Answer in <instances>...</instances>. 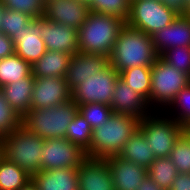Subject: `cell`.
Returning <instances> with one entry per match:
<instances>
[{"instance_id":"23","label":"cell","mask_w":190,"mask_h":190,"mask_svg":"<svg viewBox=\"0 0 190 190\" xmlns=\"http://www.w3.org/2000/svg\"><path fill=\"white\" fill-rule=\"evenodd\" d=\"M118 156L141 165L146 169H148L156 159L144 135L139 130L130 137Z\"/></svg>"},{"instance_id":"8","label":"cell","mask_w":190,"mask_h":190,"mask_svg":"<svg viewBox=\"0 0 190 190\" xmlns=\"http://www.w3.org/2000/svg\"><path fill=\"white\" fill-rule=\"evenodd\" d=\"M179 14L156 0H131L125 23L151 36L170 25Z\"/></svg>"},{"instance_id":"43","label":"cell","mask_w":190,"mask_h":190,"mask_svg":"<svg viewBox=\"0 0 190 190\" xmlns=\"http://www.w3.org/2000/svg\"><path fill=\"white\" fill-rule=\"evenodd\" d=\"M6 6L4 5V3L0 0V28L2 27V18H3V13L6 10Z\"/></svg>"},{"instance_id":"38","label":"cell","mask_w":190,"mask_h":190,"mask_svg":"<svg viewBox=\"0 0 190 190\" xmlns=\"http://www.w3.org/2000/svg\"><path fill=\"white\" fill-rule=\"evenodd\" d=\"M169 190H190V173H178Z\"/></svg>"},{"instance_id":"12","label":"cell","mask_w":190,"mask_h":190,"mask_svg":"<svg viewBox=\"0 0 190 190\" xmlns=\"http://www.w3.org/2000/svg\"><path fill=\"white\" fill-rule=\"evenodd\" d=\"M40 34L46 50L60 51L71 56L79 52L78 30L40 17Z\"/></svg>"},{"instance_id":"9","label":"cell","mask_w":190,"mask_h":190,"mask_svg":"<svg viewBox=\"0 0 190 190\" xmlns=\"http://www.w3.org/2000/svg\"><path fill=\"white\" fill-rule=\"evenodd\" d=\"M119 72L110 64L98 75L90 76L72 92L71 99L79 106L88 103H103L110 106Z\"/></svg>"},{"instance_id":"33","label":"cell","mask_w":190,"mask_h":190,"mask_svg":"<svg viewBox=\"0 0 190 190\" xmlns=\"http://www.w3.org/2000/svg\"><path fill=\"white\" fill-rule=\"evenodd\" d=\"M33 19L34 18L26 13L6 9L3 13L0 32L14 39L16 36H19V33L24 30V28L28 26Z\"/></svg>"},{"instance_id":"30","label":"cell","mask_w":190,"mask_h":190,"mask_svg":"<svg viewBox=\"0 0 190 190\" xmlns=\"http://www.w3.org/2000/svg\"><path fill=\"white\" fill-rule=\"evenodd\" d=\"M169 107L171 109L176 108L177 113L176 116L171 114V116L168 117L187 130L190 127V83L176 94L168 105V109L170 110ZM172 115H174V117Z\"/></svg>"},{"instance_id":"16","label":"cell","mask_w":190,"mask_h":190,"mask_svg":"<svg viewBox=\"0 0 190 190\" xmlns=\"http://www.w3.org/2000/svg\"><path fill=\"white\" fill-rule=\"evenodd\" d=\"M151 39L159 56L169 48L190 47V15H178L170 25L152 34Z\"/></svg>"},{"instance_id":"3","label":"cell","mask_w":190,"mask_h":190,"mask_svg":"<svg viewBox=\"0 0 190 190\" xmlns=\"http://www.w3.org/2000/svg\"><path fill=\"white\" fill-rule=\"evenodd\" d=\"M125 21L114 16L90 11L78 29L79 52L110 57L118 33Z\"/></svg>"},{"instance_id":"32","label":"cell","mask_w":190,"mask_h":190,"mask_svg":"<svg viewBox=\"0 0 190 190\" xmlns=\"http://www.w3.org/2000/svg\"><path fill=\"white\" fill-rule=\"evenodd\" d=\"M78 112L84 117L92 129L105 125L113 110L103 103H88L78 106Z\"/></svg>"},{"instance_id":"10","label":"cell","mask_w":190,"mask_h":190,"mask_svg":"<svg viewBox=\"0 0 190 190\" xmlns=\"http://www.w3.org/2000/svg\"><path fill=\"white\" fill-rule=\"evenodd\" d=\"M86 158L85 151L66 138L45 139L41 170L78 168Z\"/></svg>"},{"instance_id":"34","label":"cell","mask_w":190,"mask_h":190,"mask_svg":"<svg viewBox=\"0 0 190 190\" xmlns=\"http://www.w3.org/2000/svg\"><path fill=\"white\" fill-rule=\"evenodd\" d=\"M22 118L4 98L0 88V136L5 137L20 127Z\"/></svg>"},{"instance_id":"39","label":"cell","mask_w":190,"mask_h":190,"mask_svg":"<svg viewBox=\"0 0 190 190\" xmlns=\"http://www.w3.org/2000/svg\"><path fill=\"white\" fill-rule=\"evenodd\" d=\"M161 2L169 9L175 11L179 15L188 14V6L186 0H161Z\"/></svg>"},{"instance_id":"1","label":"cell","mask_w":190,"mask_h":190,"mask_svg":"<svg viewBox=\"0 0 190 190\" xmlns=\"http://www.w3.org/2000/svg\"><path fill=\"white\" fill-rule=\"evenodd\" d=\"M158 58L151 36L125 23L118 33L109 61L120 74L132 67H151Z\"/></svg>"},{"instance_id":"27","label":"cell","mask_w":190,"mask_h":190,"mask_svg":"<svg viewBox=\"0 0 190 190\" xmlns=\"http://www.w3.org/2000/svg\"><path fill=\"white\" fill-rule=\"evenodd\" d=\"M177 175V169L169 157L156 158L147 169V176L164 190L170 189Z\"/></svg>"},{"instance_id":"7","label":"cell","mask_w":190,"mask_h":190,"mask_svg":"<svg viewBox=\"0 0 190 190\" xmlns=\"http://www.w3.org/2000/svg\"><path fill=\"white\" fill-rule=\"evenodd\" d=\"M189 83V75L178 71L159 57L151 66L150 106L155 103L166 108Z\"/></svg>"},{"instance_id":"14","label":"cell","mask_w":190,"mask_h":190,"mask_svg":"<svg viewBox=\"0 0 190 190\" xmlns=\"http://www.w3.org/2000/svg\"><path fill=\"white\" fill-rule=\"evenodd\" d=\"M110 64L109 57L92 53H75L71 56L66 75L71 92L85 79L96 76Z\"/></svg>"},{"instance_id":"31","label":"cell","mask_w":190,"mask_h":190,"mask_svg":"<svg viewBox=\"0 0 190 190\" xmlns=\"http://www.w3.org/2000/svg\"><path fill=\"white\" fill-rule=\"evenodd\" d=\"M130 1L131 0H91L88 4L90 11L118 17L126 21L129 15Z\"/></svg>"},{"instance_id":"20","label":"cell","mask_w":190,"mask_h":190,"mask_svg":"<svg viewBox=\"0 0 190 190\" xmlns=\"http://www.w3.org/2000/svg\"><path fill=\"white\" fill-rule=\"evenodd\" d=\"M78 168L40 170L31 177L38 190H78Z\"/></svg>"},{"instance_id":"22","label":"cell","mask_w":190,"mask_h":190,"mask_svg":"<svg viewBox=\"0 0 190 190\" xmlns=\"http://www.w3.org/2000/svg\"><path fill=\"white\" fill-rule=\"evenodd\" d=\"M71 55L60 51H46L32 67L35 78L61 77L65 78Z\"/></svg>"},{"instance_id":"24","label":"cell","mask_w":190,"mask_h":190,"mask_svg":"<svg viewBox=\"0 0 190 190\" xmlns=\"http://www.w3.org/2000/svg\"><path fill=\"white\" fill-rule=\"evenodd\" d=\"M32 74L31 65L16 53L0 59V88Z\"/></svg>"},{"instance_id":"19","label":"cell","mask_w":190,"mask_h":190,"mask_svg":"<svg viewBox=\"0 0 190 190\" xmlns=\"http://www.w3.org/2000/svg\"><path fill=\"white\" fill-rule=\"evenodd\" d=\"M15 53L31 66L47 51L40 34V17L33 19L14 39Z\"/></svg>"},{"instance_id":"40","label":"cell","mask_w":190,"mask_h":190,"mask_svg":"<svg viewBox=\"0 0 190 190\" xmlns=\"http://www.w3.org/2000/svg\"><path fill=\"white\" fill-rule=\"evenodd\" d=\"M138 190H164V189L159 187L149 176H147L139 186Z\"/></svg>"},{"instance_id":"25","label":"cell","mask_w":190,"mask_h":190,"mask_svg":"<svg viewBox=\"0 0 190 190\" xmlns=\"http://www.w3.org/2000/svg\"><path fill=\"white\" fill-rule=\"evenodd\" d=\"M119 77L136 93L141 95L150 107L151 67L138 66L122 71Z\"/></svg>"},{"instance_id":"35","label":"cell","mask_w":190,"mask_h":190,"mask_svg":"<svg viewBox=\"0 0 190 190\" xmlns=\"http://www.w3.org/2000/svg\"><path fill=\"white\" fill-rule=\"evenodd\" d=\"M159 57L178 71L190 76V47L169 48Z\"/></svg>"},{"instance_id":"28","label":"cell","mask_w":190,"mask_h":190,"mask_svg":"<svg viewBox=\"0 0 190 190\" xmlns=\"http://www.w3.org/2000/svg\"><path fill=\"white\" fill-rule=\"evenodd\" d=\"M92 130L84 117L77 112L68 126L65 138L86 153L90 148Z\"/></svg>"},{"instance_id":"2","label":"cell","mask_w":190,"mask_h":190,"mask_svg":"<svg viewBox=\"0 0 190 190\" xmlns=\"http://www.w3.org/2000/svg\"><path fill=\"white\" fill-rule=\"evenodd\" d=\"M140 120L119 113H112L105 125L92 130L88 158L105 159L118 155L130 137L137 132Z\"/></svg>"},{"instance_id":"15","label":"cell","mask_w":190,"mask_h":190,"mask_svg":"<svg viewBox=\"0 0 190 190\" xmlns=\"http://www.w3.org/2000/svg\"><path fill=\"white\" fill-rule=\"evenodd\" d=\"M78 190H115L113 177L105 159L86 158L78 167Z\"/></svg>"},{"instance_id":"5","label":"cell","mask_w":190,"mask_h":190,"mask_svg":"<svg viewBox=\"0 0 190 190\" xmlns=\"http://www.w3.org/2000/svg\"><path fill=\"white\" fill-rule=\"evenodd\" d=\"M44 141L21 125L4 137V157L32 177L41 170Z\"/></svg>"},{"instance_id":"42","label":"cell","mask_w":190,"mask_h":190,"mask_svg":"<svg viewBox=\"0 0 190 190\" xmlns=\"http://www.w3.org/2000/svg\"><path fill=\"white\" fill-rule=\"evenodd\" d=\"M4 137L0 136V161L4 158Z\"/></svg>"},{"instance_id":"21","label":"cell","mask_w":190,"mask_h":190,"mask_svg":"<svg viewBox=\"0 0 190 190\" xmlns=\"http://www.w3.org/2000/svg\"><path fill=\"white\" fill-rule=\"evenodd\" d=\"M34 76L9 83L1 87L4 98L22 117L31 109V98L34 87Z\"/></svg>"},{"instance_id":"26","label":"cell","mask_w":190,"mask_h":190,"mask_svg":"<svg viewBox=\"0 0 190 190\" xmlns=\"http://www.w3.org/2000/svg\"><path fill=\"white\" fill-rule=\"evenodd\" d=\"M30 180L31 176L7 158L0 161V190H19Z\"/></svg>"},{"instance_id":"18","label":"cell","mask_w":190,"mask_h":190,"mask_svg":"<svg viewBox=\"0 0 190 190\" xmlns=\"http://www.w3.org/2000/svg\"><path fill=\"white\" fill-rule=\"evenodd\" d=\"M109 165L115 190H138L147 177V169L118 155L105 158Z\"/></svg>"},{"instance_id":"29","label":"cell","mask_w":190,"mask_h":190,"mask_svg":"<svg viewBox=\"0 0 190 190\" xmlns=\"http://www.w3.org/2000/svg\"><path fill=\"white\" fill-rule=\"evenodd\" d=\"M169 159L178 173H190V134L185 130L170 152Z\"/></svg>"},{"instance_id":"11","label":"cell","mask_w":190,"mask_h":190,"mask_svg":"<svg viewBox=\"0 0 190 190\" xmlns=\"http://www.w3.org/2000/svg\"><path fill=\"white\" fill-rule=\"evenodd\" d=\"M71 99V90L66 78H34L31 98V109H42L58 106Z\"/></svg>"},{"instance_id":"6","label":"cell","mask_w":190,"mask_h":190,"mask_svg":"<svg viewBox=\"0 0 190 190\" xmlns=\"http://www.w3.org/2000/svg\"><path fill=\"white\" fill-rule=\"evenodd\" d=\"M162 116V117H161ZM156 114L145 116L140 120L138 130L144 135L155 158L169 157L176 141L185 131L173 119Z\"/></svg>"},{"instance_id":"17","label":"cell","mask_w":190,"mask_h":190,"mask_svg":"<svg viewBox=\"0 0 190 190\" xmlns=\"http://www.w3.org/2000/svg\"><path fill=\"white\" fill-rule=\"evenodd\" d=\"M110 107L113 113L129 115L139 120L151 114L148 102L132 90L120 77L117 79Z\"/></svg>"},{"instance_id":"44","label":"cell","mask_w":190,"mask_h":190,"mask_svg":"<svg viewBox=\"0 0 190 190\" xmlns=\"http://www.w3.org/2000/svg\"><path fill=\"white\" fill-rule=\"evenodd\" d=\"M187 6H188V14L190 15V0H186Z\"/></svg>"},{"instance_id":"45","label":"cell","mask_w":190,"mask_h":190,"mask_svg":"<svg viewBox=\"0 0 190 190\" xmlns=\"http://www.w3.org/2000/svg\"><path fill=\"white\" fill-rule=\"evenodd\" d=\"M81 1H84L86 3H89L91 0H81Z\"/></svg>"},{"instance_id":"13","label":"cell","mask_w":190,"mask_h":190,"mask_svg":"<svg viewBox=\"0 0 190 190\" xmlns=\"http://www.w3.org/2000/svg\"><path fill=\"white\" fill-rule=\"evenodd\" d=\"M89 13V4L81 0H47L43 16L78 30Z\"/></svg>"},{"instance_id":"4","label":"cell","mask_w":190,"mask_h":190,"mask_svg":"<svg viewBox=\"0 0 190 190\" xmlns=\"http://www.w3.org/2000/svg\"><path fill=\"white\" fill-rule=\"evenodd\" d=\"M78 112V105L68 102L49 108L30 109L22 118V125L43 139L65 138L68 126Z\"/></svg>"},{"instance_id":"36","label":"cell","mask_w":190,"mask_h":190,"mask_svg":"<svg viewBox=\"0 0 190 190\" xmlns=\"http://www.w3.org/2000/svg\"><path fill=\"white\" fill-rule=\"evenodd\" d=\"M7 9L23 12L36 19L44 14L43 0H1Z\"/></svg>"},{"instance_id":"41","label":"cell","mask_w":190,"mask_h":190,"mask_svg":"<svg viewBox=\"0 0 190 190\" xmlns=\"http://www.w3.org/2000/svg\"><path fill=\"white\" fill-rule=\"evenodd\" d=\"M19 190H38L36 187V184L32 181V179L30 181H28L22 188H20Z\"/></svg>"},{"instance_id":"37","label":"cell","mask_w":190,"mask_h":190,"mask_svg":"<svg viewBox=\"0 0 190 190\" xmlns=\"http://www.w3.org/2000/svg\"><path fill=\"white\" fill-rule=\"evenodd\" d=\"M15 53L14 41L4 33L0 32V59Z\"/></svg>"}]
</instances>
